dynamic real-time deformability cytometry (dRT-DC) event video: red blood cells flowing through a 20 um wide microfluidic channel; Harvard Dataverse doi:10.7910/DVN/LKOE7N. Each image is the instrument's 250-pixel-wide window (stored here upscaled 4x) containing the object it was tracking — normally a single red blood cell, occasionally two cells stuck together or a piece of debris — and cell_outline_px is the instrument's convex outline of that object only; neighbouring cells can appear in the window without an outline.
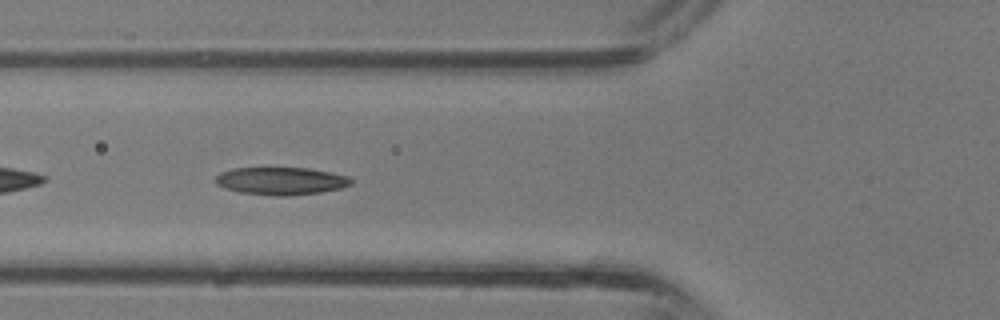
{"species": "common noctule bat (a hibernating species)", "species_latin": "Nyctalus noctula", "temperature_condition": "room temperature", "stored_images_in_passage": 35, "camera_frame_rate_fps": 3000, "um_per_image_px": 0.085, "animal": {"sex": "male", "body_mass_g": 13.3}, "frame": {"image": 1, "passage_image": 12, "time_ms": 3.667, "image_size_px": [1000, 320], "cell_outline_px": [[352, 184], [340, 188], [320, 192], [288, 196], [272, 196], [240, 192], [216, 184], [216, 176], [220, 172], [232, 168], [308, 168], [332, 172], [348, 176], [352, 180]], "centroid_in_image_um": [23.9, 15.38], "position_along_channel_um": 101.9, "area_um2": 21.79}}
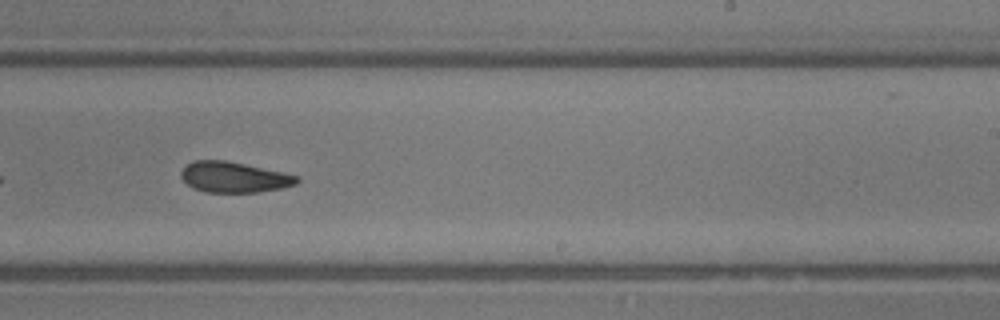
{"frame": {"image": 2, "passage_image": 21, "time_ms": 6.667, "image_size_px": [1000, 320], "cell_outline_px": [[300, 180], [296, 184], [280, 188], [256, 192], [204, 192], [192, 188], [180, 176], [180, 172], [188, 164], [196, 160], [228, 160], [300, 176]], "centroid_in_image_um": [19.89, 15.05], "position_along_channel_um": 269.1, "area_um2": 20.63}}
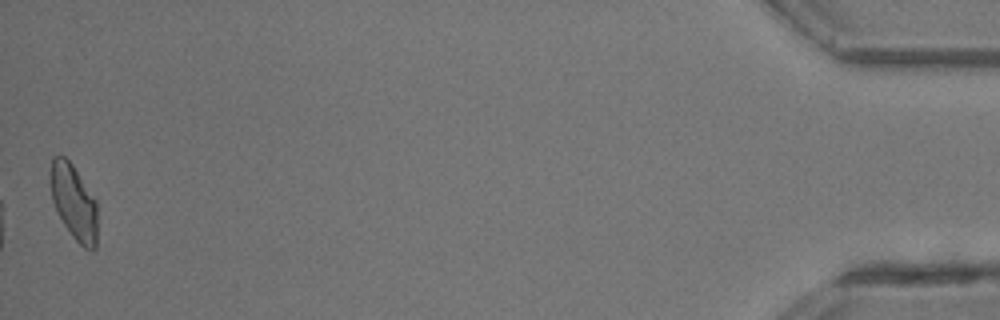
{"frame": {"image": 3, "passage_image": 35, "time_ms": 11.333, "image_size_px": [1000, 320], "cell_outline_px": [[96, 248], [92, 252], [84, 248], [72, 236], [64, 224], [52, 200], [52, 156], [64, 156], [72, 164], [96, 200]], "centroid_in_image_um": [6.31, 17.22], "position_along_channel_um": 428.9, "area_um2": 20.0}}